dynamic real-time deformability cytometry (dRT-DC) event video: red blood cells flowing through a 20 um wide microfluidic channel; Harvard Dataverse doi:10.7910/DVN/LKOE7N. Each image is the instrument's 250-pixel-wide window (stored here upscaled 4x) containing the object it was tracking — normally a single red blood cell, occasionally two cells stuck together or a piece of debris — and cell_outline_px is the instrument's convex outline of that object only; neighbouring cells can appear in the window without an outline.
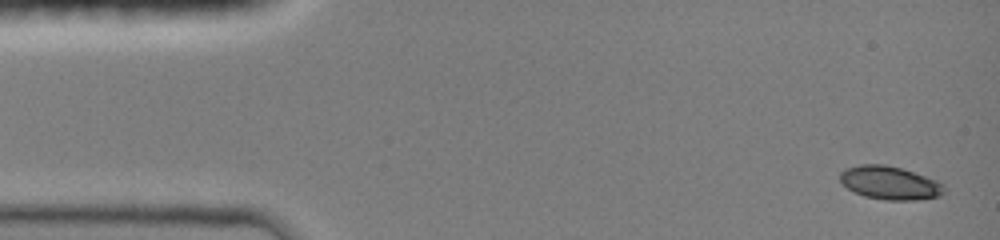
{"species": "common noctule bat (a hibernating species)", "species_latin": "Nyctalus noctula", "temperature_condition": "room temperature", "stored_images_in_passage": 7, "camera_frame_rate_fps": 3000, "um_per_image_px": 0.085, "animal": {"sex": "female", "body_mass_g": 19.0, "forearm_length_mm": 51.5}, "frame": {"image": 1, "passage_image": 1, "time_ms": 0.0, "image_size_px": [1000, 240], "cell_outline_px": [[944, 192], [936, 196], [912, 200], [888, 200], [864, 196], [848, 188], [840, 180], [840, 172], [848, 168], [860, 164], [884, 164], [900, 168], [936, 180], [944, 188]], "centroid_in_image_um": [75.59, 15.53], "position_along_channel_um": 9.4, "area_um2": 19.65}}
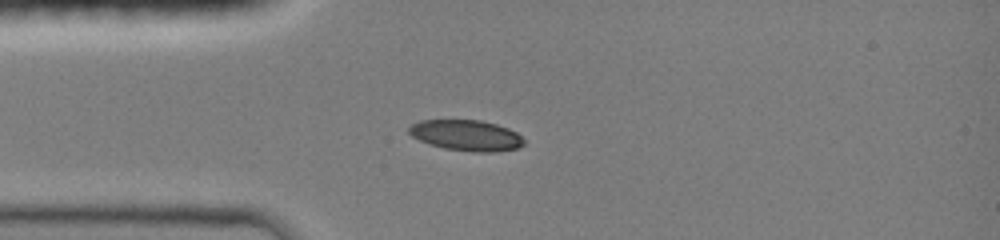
{"frame": {"image": 2, "passage_image": 5, "time_ms": 3.333, "image_size_px": [1000, 240], "cell_outline_px": [[524, 144], [516, 148], [492, 152], [476, 152], [444, 148], [420, 140], [412, 136], [408, 132], [408, 128], [412, 124], [420, 120], [480, 120], [496, 124], [508, 128], [516, 132], [524, 140]], "centroid_in_image_um": [39.63, 11.49], "position_along_channel_um": 45.4, "area_um2": 20.4}}
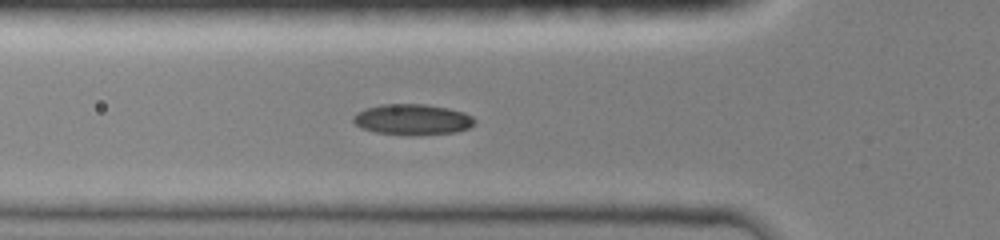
{"frame": {"image": 3, "passage_image": 7, "time_ms": 4.667, "image_size_px": [1000, 240], "cell_outline_px": [[476, 120], [468, 128], [456, 132], [376, 132], [360, 128], [352, 120], [352, 116], [356, 112], [380, 104], [424, 104], [448, 108], [464, 112], [472, 116]], "centroid_in_image_um": [35.03, 10.1], "position_along_channel_um": 90.8, "area_um2": 20.75}}